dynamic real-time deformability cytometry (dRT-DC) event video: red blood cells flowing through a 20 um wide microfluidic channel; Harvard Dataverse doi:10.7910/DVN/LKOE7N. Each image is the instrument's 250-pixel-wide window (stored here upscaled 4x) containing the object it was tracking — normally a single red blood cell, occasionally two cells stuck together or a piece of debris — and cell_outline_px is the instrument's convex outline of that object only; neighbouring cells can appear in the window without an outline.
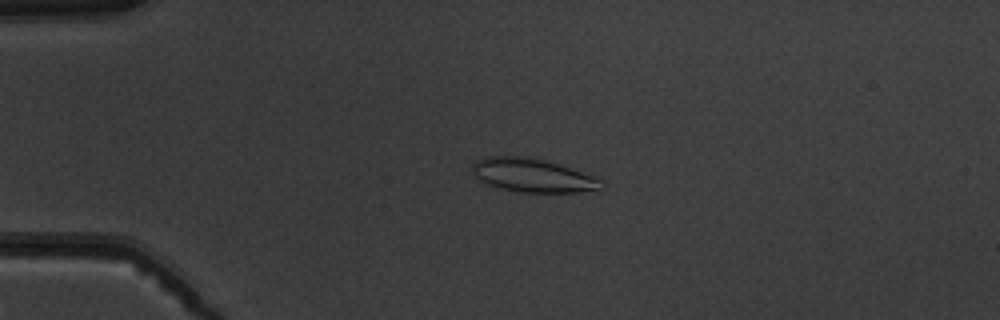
{"species": "common noctule bat (a hibernating species)", "species_latin": "Nyctalus noctula", "temperature_condition": "warm", "stored_images_in_passage": 5, "camera_frame_rate_fps": 3000, "um_per_image_px": 0.085, "animal": {"sex": "male", "body_mass_g": 19.5, "forearm_length_mm": 54.6}, "frame": {"image": 1, "passage_image": 4, "time_ms": 3.667, "image_size_px": [1000, 320], "cell_outline_px": [[604, 188], [600, 192], [520, 192], [488, 184], [480, 180], [472, 172], [472, 164], [476, 160], [488, 156], [520, 156], [544, 160], [560, 164], [604, 180]], "centroid_in_image_um": [45.36, 14.92], "position_along_channel_um": 39.6, "area_um2": 25.37}}